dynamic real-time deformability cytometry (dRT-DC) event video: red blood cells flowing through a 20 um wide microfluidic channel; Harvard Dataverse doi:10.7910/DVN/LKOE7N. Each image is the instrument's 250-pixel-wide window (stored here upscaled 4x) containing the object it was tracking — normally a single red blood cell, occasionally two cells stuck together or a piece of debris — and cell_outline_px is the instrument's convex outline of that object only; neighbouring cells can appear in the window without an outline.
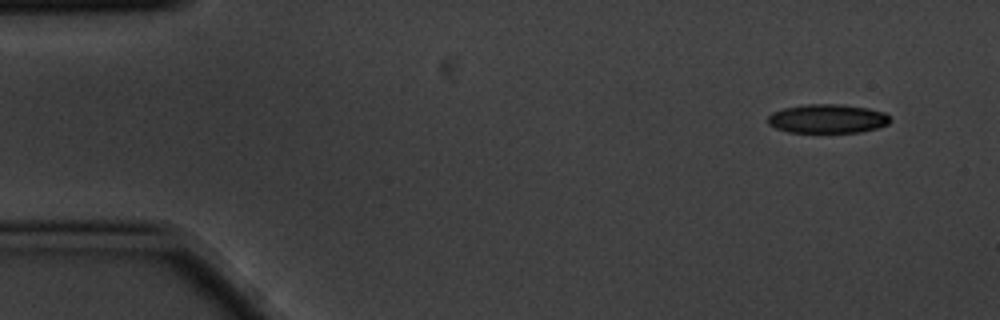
{"species": "common noctule bat (a hibernating species)", "species_latin": "Nyctalus noctula", "temperature_condition": "cold", "stored_images_in_passage": 3, "camera_frame_rate_fps": 3000, "um_per_image_px": 0.085, "animal": {"sex": "male", "body_mass_g": 20.1, "forearm_length_mm": 53.5}, "frame": {"image": 1, "passage_image": 1, "time_ms": 0.0, "image_size_px": [1000, 320], "cell_outline_px": [[892, 120], [888, 124], [876, 128], [860, 132], [788, 132], [776, 128], [768, 124], [768, 116], [772, 112], [784, 108], [808, 104], [840, 104], [868, 108], [884, 112]], "centroid_in_image_um": [70.34, 10.09], "position_along_channel_um": 14.7, "area_um2": 20.58}}